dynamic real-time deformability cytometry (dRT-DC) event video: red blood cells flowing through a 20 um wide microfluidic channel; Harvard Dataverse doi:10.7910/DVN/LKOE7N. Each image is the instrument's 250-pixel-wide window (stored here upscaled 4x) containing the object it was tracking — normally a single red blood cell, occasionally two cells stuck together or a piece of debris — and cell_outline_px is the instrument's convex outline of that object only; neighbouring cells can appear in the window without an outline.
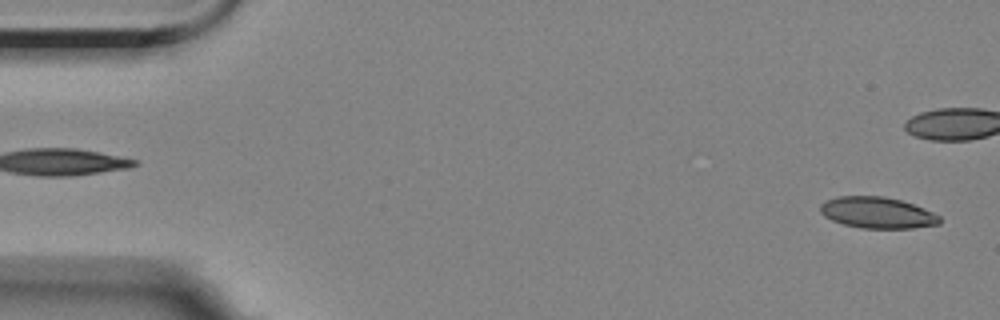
{"species": "Egyptian fruit bat (a non-hibernating species)", "species_latin": "Rousettus aegyptiacus", "temperature_condition": "room temperature", "stored_images_in_passage": 44, "camera_frame_rate_fps": 3000, "um_per_image_px": 0.085, "animal": {"sex": "female"}, "frame": {"image": 1, "passage_image": 1, "time_ms": 0.0, "image_size_px": [1000, 320], "cell_outline_px": [[940, 224], [912, 228], [860, 228], [844, 224], [832, 220], [824, 216], [820, 212], [820, 204], [824, 200], [836, 196], [884, 196], [900, 200], [924, 208], [940, 216]], "centroid_in_image_um": [74.54, 18.07], "position_along_channel_um": 10.5, "area_um2": 21.79}}
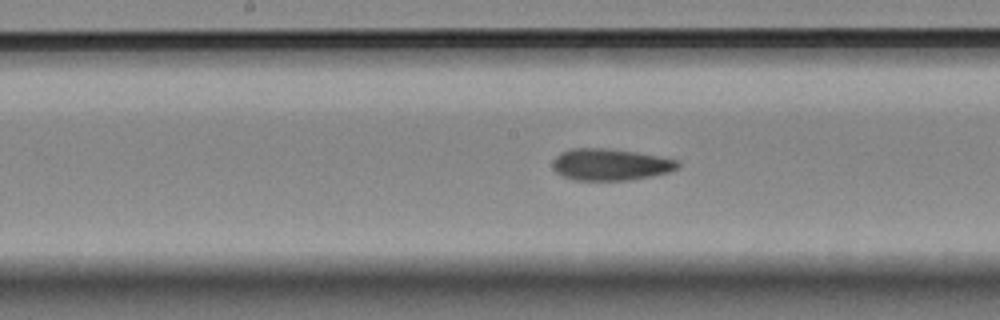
{"frame": {"image": 2, "passage_image": 27, "time_ms": 8.667, "image_size_px": [1000, 320], "cell_outline_px": [[680, 164], [676, 168], [668, 172], [628, 180], [572, 180], [556, 172], [552, 168], [552, 160], [560, 152], [572, 148], [608, 148], [636, 152], [660, 156], [676, 160]], "centroid_in_image_um": [51.82, 13.97], "position_along_channel_um": 196.4, "area_um2": 23.06}}
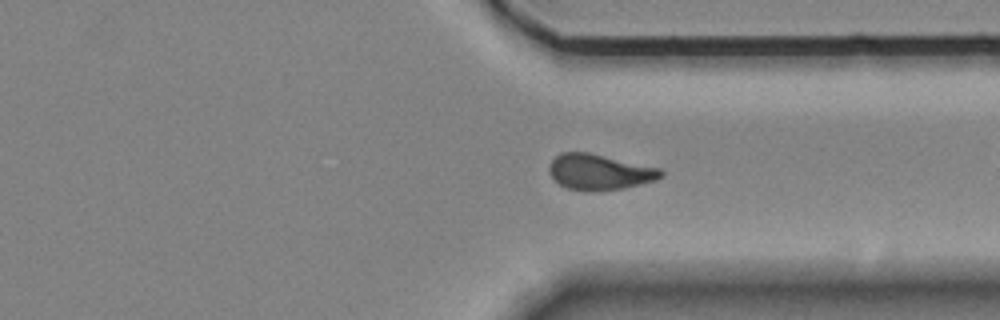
{"frame": {"image": 3, "passage_image": 41, "time_ms": 13.333, "image_size_px": [1000, 320], "cell_outline_px": [[664, 176], [656, 180], [624, 188], [568, 188], [560, 184], [548, 172], [548, 168], [552, 160], [560, 152], [588, 152], [660, 168], [664, 172]], "centroid_in_image_um": [50.98, 14.57], "position_along_channel_um": 360.4, "area_um2": 22.43}}